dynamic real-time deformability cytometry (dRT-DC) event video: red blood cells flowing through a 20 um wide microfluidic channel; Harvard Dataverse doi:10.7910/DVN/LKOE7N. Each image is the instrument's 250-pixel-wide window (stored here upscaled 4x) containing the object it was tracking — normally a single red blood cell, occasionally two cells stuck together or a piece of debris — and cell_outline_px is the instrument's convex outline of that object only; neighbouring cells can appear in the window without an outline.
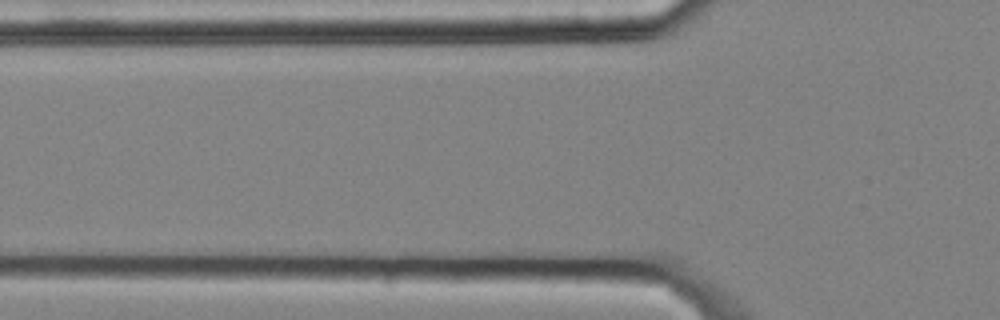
{"species": "common noctule bat (a hibernating species)", "species_latin": "Nyctalus noctula", "temperature_condition": "cold", "stored_images_in_passage": 3, "camera_frame_rate_fps": 3000, "um_per_image_px": 0.085, "animal": {"sex": "male", "body_mass_g": 20.4}, "frame": {"image": 1, "passage_image": 3, "time_ms": 0.667, "image_size_px": [1000, 320], "cell_outline_px": [[632, 236], [584, 240], [512, 240], [484, 236], [488, 232], [496, 228], [596, 228]], "centroid_in_image_um": [46.95, 19.88], "position_along_channel_um": 78.8, "area_um2": 10.4}}